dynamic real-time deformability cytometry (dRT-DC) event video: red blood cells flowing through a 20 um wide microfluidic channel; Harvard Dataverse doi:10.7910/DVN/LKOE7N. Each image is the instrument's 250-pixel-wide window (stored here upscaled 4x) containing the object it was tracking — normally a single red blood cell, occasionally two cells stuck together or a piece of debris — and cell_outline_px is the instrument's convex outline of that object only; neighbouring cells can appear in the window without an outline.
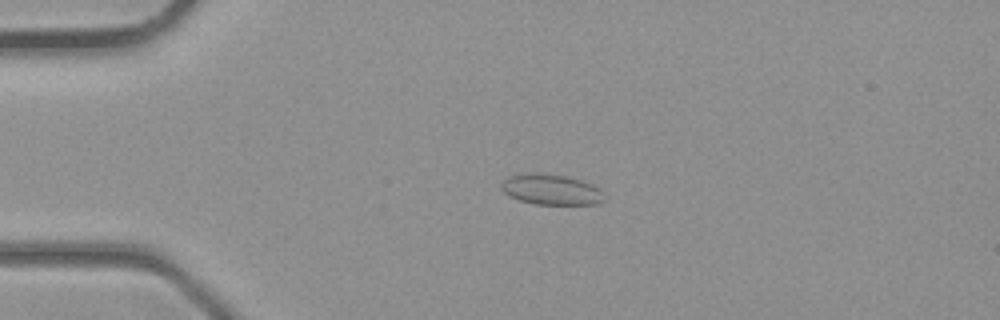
{"species": "common noctule bat (a hibernating species)", "species_latin": "Nyctalus noctula", "temperature_condition": "room temperature", "stored_images_in_passage": 39, "camera_frame_rate_fps": 3000, "um_per_image_px": 0.085, "animal": {"sex": "male", "body_mass_g": 23.1, "forearm_length_mm": 52.7}, "frame": {"image": 1, "passage_image": 9, "time_ms": 2.667, "image_size_px": [1000, 320], "cell_outline_px": [[604, 200], [596, 204], [536, 204], [520, 200], [508, 196], [500, 188], [500, 184], [508, 176], [524, 172], [540, 172], [568, 176], [592, 184], [600, 188]], "centroid_in_image_um": [46.8, 16.08], "position_along_channel_um": 38.2, "area_um2": 18.55}}
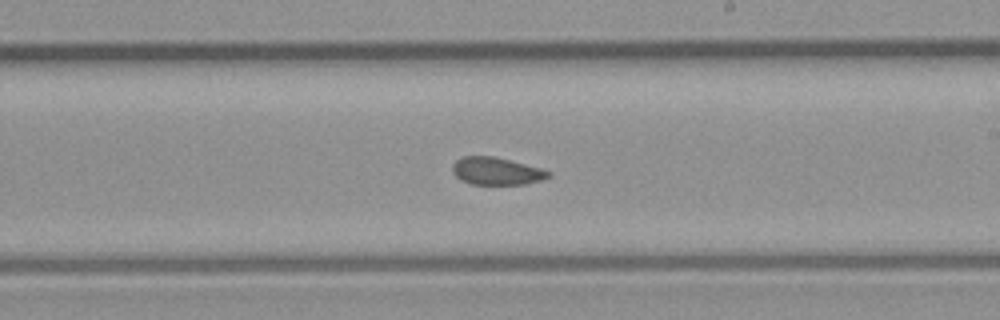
{"frame": {"image": 2, "passage_image": 23, "time_ms": 7.333, "image_size_px": [1000, 320], "cell_outline_px": [[552, 176], [540, 180], [524, 184], [472, 184], [460, 180], [452, 172], [452, 164], [456, 160], [464, 156], [492, 156], [540, 168], [552, 172]], "centroid_in_image_um": [42.18, 14.55], "position_along_channel_um": 246.8, "area_um2": 15.26}}
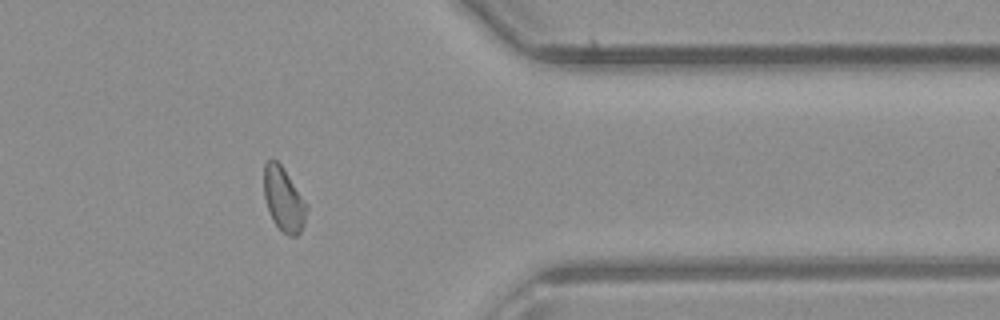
{"frame": {"image": 3, "passage_image": 32, "time_ms": 10.333, "image_size_px": [1000, 320], "cell_outline_px": [[308, 208], [304, 224], [300, 232], [296, 236], [288, 236], [272, 220], [264, 196], [264, 164], [272, 156], [280, 164], [308, 204]], "centroid_in_image_um": [24.12, 16.93], "position_along_channel_um": 387.3, "area_um2": 15.9}}